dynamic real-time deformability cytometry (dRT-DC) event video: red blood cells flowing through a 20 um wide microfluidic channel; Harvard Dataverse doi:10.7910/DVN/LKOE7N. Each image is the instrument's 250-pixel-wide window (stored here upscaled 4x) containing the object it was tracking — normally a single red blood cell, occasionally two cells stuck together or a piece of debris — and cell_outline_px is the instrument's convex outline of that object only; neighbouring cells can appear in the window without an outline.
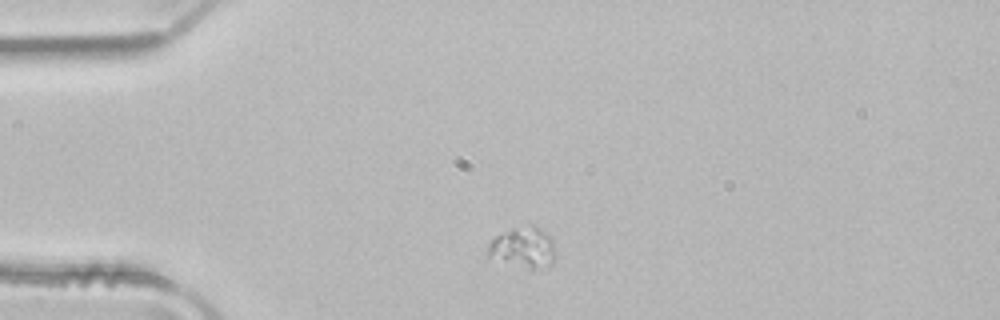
{"species": "common noctule bat (a hibernating species)", "species_latin": "Nyctalus noctula", "temperature_condition": "room temperature", "stored_images_in_passage": 2, "segment_of_instrument_passage": [1, 2], "camera_frame_rate_fps": 3000, "um_per_image_px": 0.085, "animal": {"sex": "male", "body_mass_g": 21.5, "forearm_length_mm": 52.0}, "frame": {"image": 1, "passage_image": 1, "time_ms": 0.0, "image_size_px": [1000, 320], "cell_outline_px": [[556, 260], [552, 268], [532, 272], [488, 256], [488, 244], [496, 236], [512, 228], [532, 224], [536, 224], [548, 232], [552, 236], [556, 252]], "centroid_in_image_um": [44.6, 21.09], "position_along_channel_um": 40.4, "area_um2": 17.17}}